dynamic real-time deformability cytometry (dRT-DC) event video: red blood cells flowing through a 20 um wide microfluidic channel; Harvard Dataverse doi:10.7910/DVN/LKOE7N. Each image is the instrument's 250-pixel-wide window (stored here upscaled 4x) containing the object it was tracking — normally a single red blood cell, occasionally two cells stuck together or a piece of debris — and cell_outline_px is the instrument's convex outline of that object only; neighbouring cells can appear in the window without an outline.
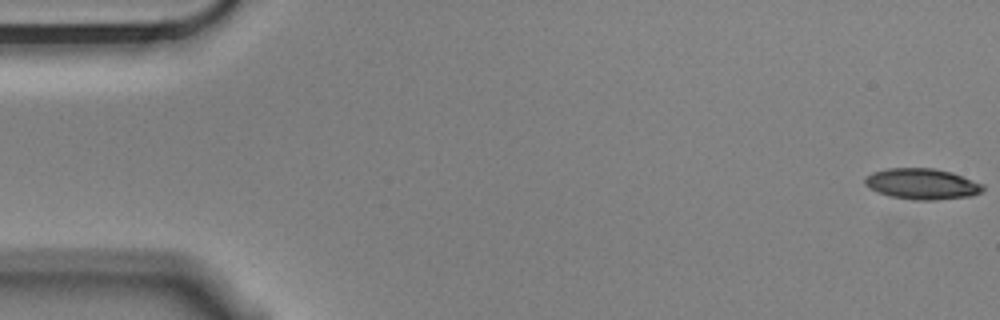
{"species": "Egyptian fruit bat (a non-hibernating species)", "species_latin": "Rousettus aegyptiacus", "temperature_condition": "cold", "stored_images_in_passage": 10, "camera_frame_rate_fps": 3000, "um_per_image_px": 0.085, "animal": {"sex": "male"}, "frame": {"image": 1, "passage_image": 1, "time_ms": 0.0, "image_size_px": [1000, 320], "cell_outline_px": [[984, 188], [980, 192], [972, 196], [936, 200], [912, 200], [888, 196], [864, 184], [864, 180], [872, 172], [888, 168], [932, 168], [952, 172], [984, 184]], "centroid_in_image_um": [78.4, 15.63], "position_along_channel_um": 6.6, "area_um2": 21.21}}
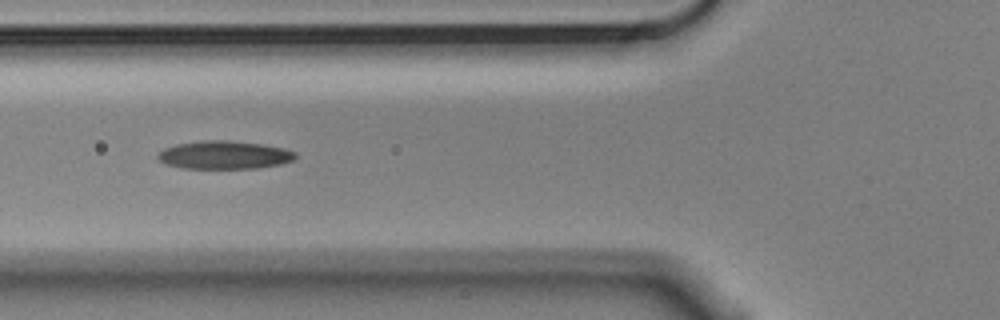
{"frame": {"image": 2, "passage_image": 6, "time_ms": 1.667, "image_size_px": [1000, 320], "cell_outline_px": [[296, 156], [292, 160], [280, 164], [256, 168], [184, 168], [168, 164], [160, 160], [156, 156], [164, 148], [176, 144], [204, 140], [228, 140], [260, 144], [284, 148], [296, 152]], "centroid_in_image_um": [19.07, 13.16], "position_along_channel_um": 106.7, "area_um2": 22.31}}
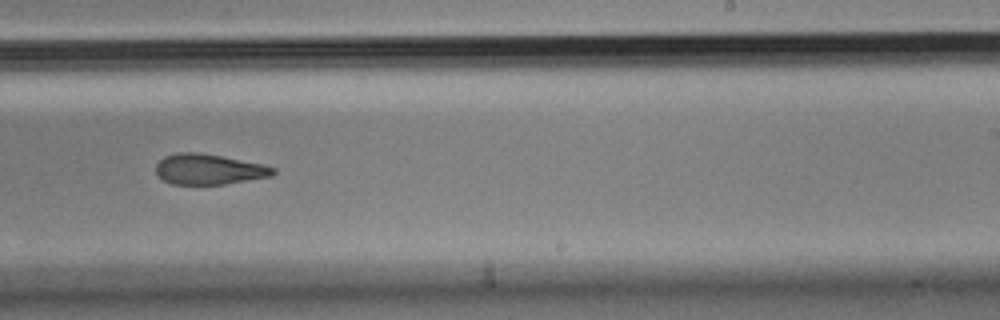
{"frame": {"image": 3, "passage_image": 10, "time_ms": 3.0, "image_size_px": [1000, 320], "cell_outline_px": [[276, 172], [272, 176], [224, 184], [172, 184], [164, 180], [156, 172], [156, 164], [164, 156], [180, 152], [196, 152], [220, 156], [260, 164], [276, 168]], "centroid_in_image_um": [17.74, 14.39], "position_along_channel_um": 271.3, "area_um2": 20.52}}